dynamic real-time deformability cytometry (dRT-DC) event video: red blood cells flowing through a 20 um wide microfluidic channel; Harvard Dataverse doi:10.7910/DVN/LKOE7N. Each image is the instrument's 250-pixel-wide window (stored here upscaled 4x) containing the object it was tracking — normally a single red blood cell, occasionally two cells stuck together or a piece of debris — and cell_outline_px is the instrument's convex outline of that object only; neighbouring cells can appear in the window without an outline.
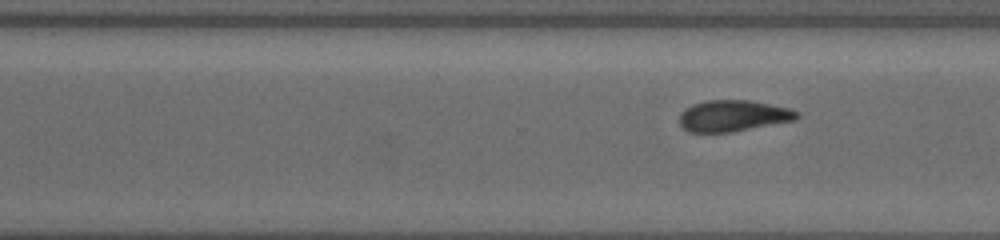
{"species": "common noctule bat (a hibernating species)", "species_latin": "Nyctalus noctula", "temperature_condition": "cold", "stored_images_in_passage": 9, "segment_of_instrument_passage": [2, 2], "camera_frame_rate_fps": 3000, "um_per_image_px": 0.085, "animal": {"sex": "female", "body_mass_g": 19.5, "forearm_length_mm": 54.1}, "frame": {"image": 1, "passage_image": 9, "time_ms": 8.0, "image_size_px": [1000, 240], "cell_outline_px": [[800, 116], [792, 120], [728, 132], [688, 132], [680, 124], [680, 116], [692, 104], [708, 100], [748, 100], [788, 108], [800, 112]], "centroid_in_image_um": [62.3, 9.83], "position_along_channel_um": 308.3, "area_um2": 20.81}}